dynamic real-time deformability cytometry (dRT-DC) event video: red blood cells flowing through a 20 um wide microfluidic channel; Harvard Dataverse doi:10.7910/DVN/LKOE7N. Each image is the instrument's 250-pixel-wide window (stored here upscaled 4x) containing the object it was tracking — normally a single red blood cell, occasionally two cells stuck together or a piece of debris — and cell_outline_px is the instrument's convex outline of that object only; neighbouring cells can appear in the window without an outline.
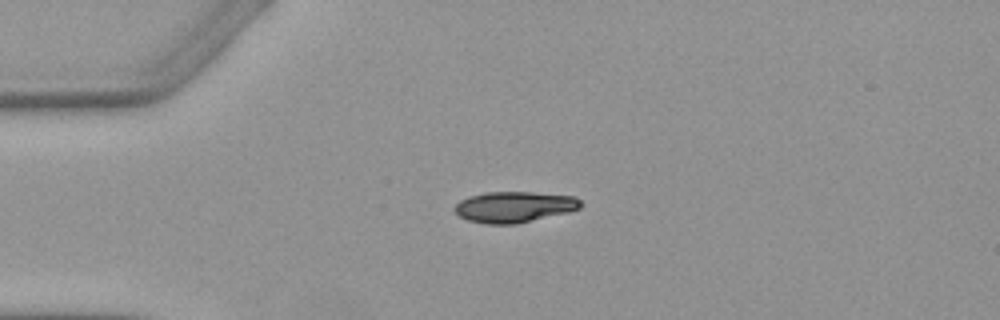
{"species": "Egyptian fruit bat (a non-hibernating species)", "species_latin": "Rousettus aegyptiacus", "temperature_condition": "warm", "stored_images_in_passage": 5, "camera_frame_rate_fps": 3000, "um_per_image_px": 0.085, "animal": {"sex": "female"}, "frame": {"image": 1, "passage_image": 1, "time_ms": 0.0, "image_size_px": [1000, 320], "cell_outline_px": [[584, 204], [580, 208], [568, 212], [516, 224], [484, 224], [468, 220], [460, 216], [452, 208], [460, 200], [468, 196], [484, 192], [532, 192], [576, 196]], "centroid_in_image_um": [43.71, 17.58], "position_along_channel_um": 41.3, "area_um2": 22.89}}
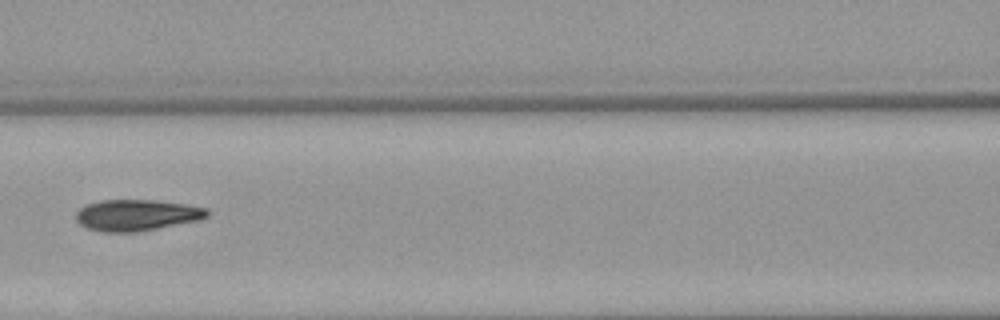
{"frame": {"image": 2, "passage_image": 4, "time_ms": 3.667, "image_size_px": [1000, 320], "cell_outline_px": [[208, 216], [200, 220], [136, 232], [100, 232], [88, 228], [80, 224], [76, 220], [76, 212], [84, 204], [100, 200], [152, 200], [184, 204], [208, 208]], "centroid_in_image_um": [11.59, 18.28], "position_along_channel_um": 155.0, "area_um2": 23.93}}
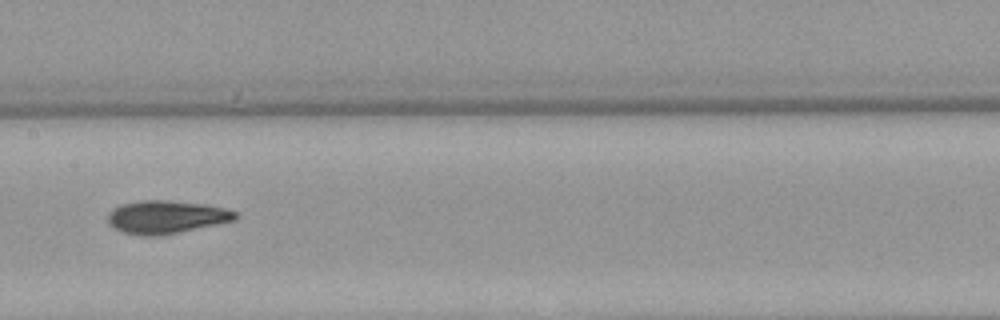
{"frame": {"image": 3, "passage_image": 5, "time_ms": 4.667, "image_size_px": [1000, 320], "cell_outline_px": [[236, 220], [220, 224], [160, 236], [140, 236], [120, 232], [112, 228], [108, 224], [108, 212], [112, 208], [120, 204], [140, 200], [164, 200], [204, 204], [228, 208], [236, 212]], "centroid_in_image_um": [14.09, 18.46], "position_along_channel_um": 193.3, "area_um2": 25.03}}